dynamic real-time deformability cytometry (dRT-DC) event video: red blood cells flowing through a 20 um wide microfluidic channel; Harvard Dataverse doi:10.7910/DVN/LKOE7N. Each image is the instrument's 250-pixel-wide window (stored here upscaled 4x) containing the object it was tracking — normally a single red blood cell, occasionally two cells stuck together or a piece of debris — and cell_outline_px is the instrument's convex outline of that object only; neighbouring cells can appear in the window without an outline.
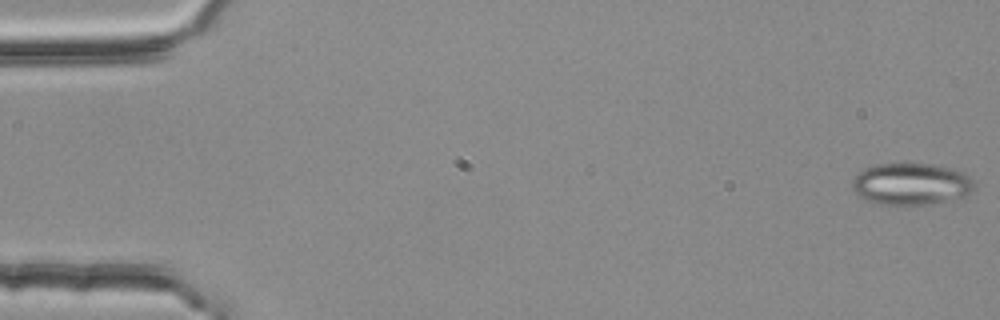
{"species": "common noctule bat (a hibernating species)", "species_latin": "Nyctalus noctula", "temperature_condition": "room temperature", "stored_images_in_passage": 54, "camera_frame_rate_fps": 3000, "um_per_image_px": 0.085, "animal": {"sex": "female", "body_mass_g": 25.1}, "frame": {"image": 1, "passage_image": 1, "time_ms": 0.0, "image_size_px": [1000, 320], "cell_outline_px": [[976, 188], [972, 192], [964, 196], [924, 204], [880, 204], [868, 200], [860, 196], [852, 188], [852, 180], [864, 168], [876, 164], [932, 164], [952, 168], [964, 172], [972, 180]], "centroid_in_image_um": [77.46, 15.62], "position_along_channel_um": 7.5, "area_um2": 29.36}}
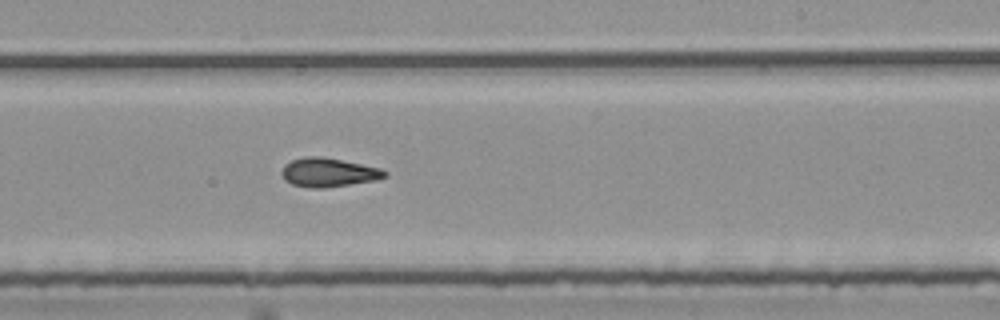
{"frame": {"image": 2, "passage_image": 33, "time_ms": 10.667, "image_size_px": [1000, 320], "cell_outline_px": [[388, 176], [376, 180], [324, 188], [308, 188], [292, 184], [284, 180], [280, 172], [284, 164], [292, 160], [304, 156], [320, 156], [380, 168], [388, 172]], "centroid_in_image_um": [27.88, 14.66], "position_along_channel_um": 261.1, "area_um2": 17.4}}
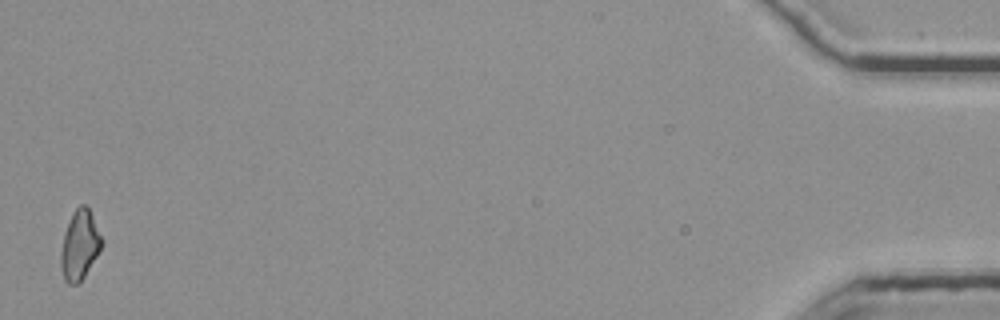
{"frame": {"image": 3, "passage_image": 54, "time_ms": 17.667, "image_size_px": [1000, 320], "cell_outline_px": [[104, 240], [96, 256], [84, 276], [76, 284], [68, 284], [64, 280], [60, 264], [60, 252], [64, 232], [72, 212], [80, 204], [84, 204], [88, 208]], "centroid_in_image_um": [6.75, 20.82], "position_along_channel_um": 428.4, "area_um2": 16.42}, "authors_computed_cell_mechanics": {"area_um2": 17.2533, "velocity_mm_per_s": 3.7714, "shape_relaxation_time_tau1_ms": null, "shape_relaxation_time_tau2_ms": 3.3823, "deformation_change_tau1": null, "deformation_change_tau2": 0.1249}}